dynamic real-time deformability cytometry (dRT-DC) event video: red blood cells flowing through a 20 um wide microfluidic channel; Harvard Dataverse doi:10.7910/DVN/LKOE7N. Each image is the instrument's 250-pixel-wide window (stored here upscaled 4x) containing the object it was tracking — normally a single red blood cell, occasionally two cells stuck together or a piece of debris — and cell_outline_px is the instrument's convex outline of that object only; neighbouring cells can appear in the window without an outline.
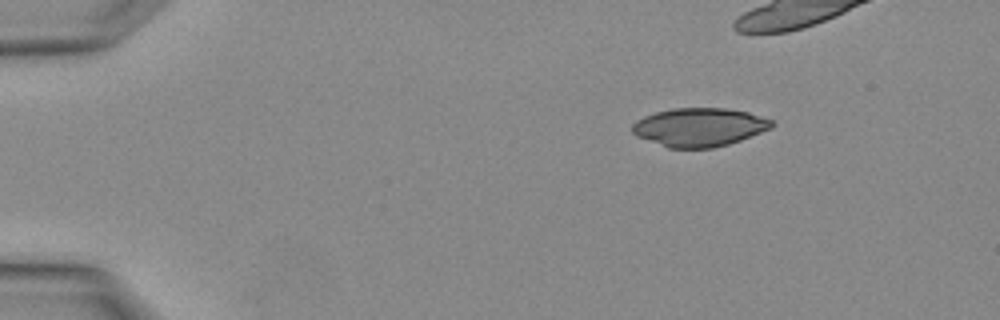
{"species": "Egyptian fruit bat (a non-hibernating species)", "species_latin": "Rousettus aegyptiacus", "temperature_condition": "warm", "stored_images_in_passage": 4, "camera_frame_rate_fps": 3000, "um_per_image_px": 0.085, "animal": {"sex": "female"}, "frame": {"image": 1, "passage_image": 1, "time_ms": 0.0, "image_size_px": [1000, 320], "cell_outline_px": [[776, 124], [772, 128], [740, 140], [728, 144], [712, 148], [668, 148], [636, 136], [632, 132], [632, 124], [636, 120], [644, 116], [656, 112], [672, 108], [724, 108], [748, 112], [776, 120]], "centroid_in_image_um": [59.47, 10.8], "position_along_channel_um": 25.5, "area_um2": 31.5}}